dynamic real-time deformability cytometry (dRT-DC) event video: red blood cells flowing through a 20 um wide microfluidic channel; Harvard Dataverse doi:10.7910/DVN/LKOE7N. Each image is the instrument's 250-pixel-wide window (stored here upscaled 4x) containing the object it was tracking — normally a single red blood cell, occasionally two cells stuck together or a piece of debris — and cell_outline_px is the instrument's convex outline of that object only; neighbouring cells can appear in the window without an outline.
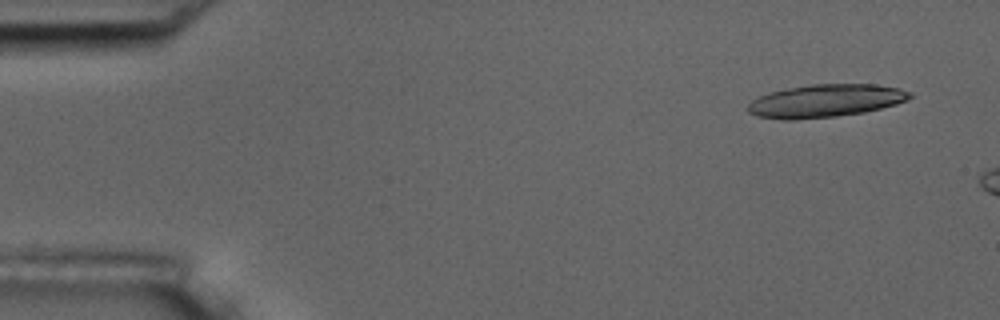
{"species": "common noctule bat (a hibernating species)", "species_latin": "Nyctalus noctula", "temperature_condition": "room temperature", "stored_images_in_passage": 4, "camera_frame_rate_fps": 3000, "um_per_image_px": 0.085, "animal": {"sex": "male", "body_mass_g": 17.5, "forearm_length_mm": 52.3}, "frame": {"image": 1, "passage_image": 2, "time_ms": 1.0, "image_size_px": [1000, 320], "cell_outline_px": [[912, 96], [908, 100], [896, 104], [864, 112], [836, 116], [792, 120], [784, 120], [756, 116], [748, 112], [748, 104], [752, 100], [760, 96], [772, 92], [788, 88], [812, 84], [876, 84], [900, 88], [912, 92]], "centroid_in_image_um": [70.19, 8.57], "position_along_channel_um": 14.8, "area_um2": 30.98}}